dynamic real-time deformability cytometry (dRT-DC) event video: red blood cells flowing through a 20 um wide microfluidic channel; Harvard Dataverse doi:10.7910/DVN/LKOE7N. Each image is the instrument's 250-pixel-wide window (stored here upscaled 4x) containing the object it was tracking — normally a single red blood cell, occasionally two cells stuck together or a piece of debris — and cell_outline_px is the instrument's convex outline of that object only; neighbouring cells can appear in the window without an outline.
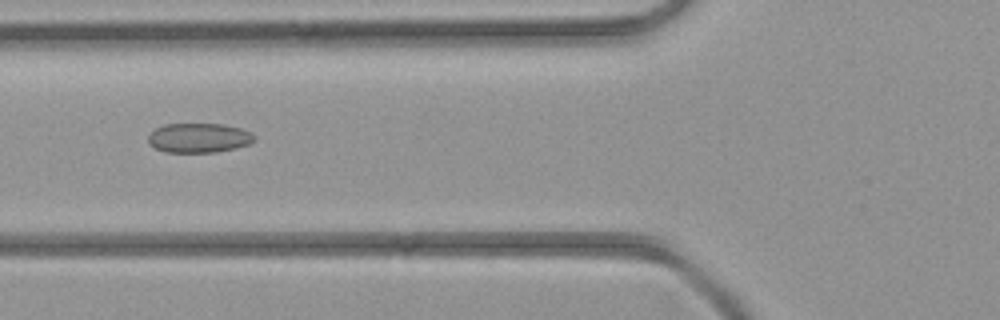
{"species": "common noctule bat (a hibernating species)", "species_latin": "Nyctalus noctula", "temperature_condition": "room temperature", "stored_images_in_passage": 3, "camera_frame_rate_fps": 3000, "um_per_image_px": 0.085, "animal": {"sex": "female", "body_mass_g": 21.9}, "frame": {"image": 1, "passage_image": 2, "time_ms": 1.0, "image_size_px": [1000, 320], "cell_outline_px": [[256, 140], [248, 144], [236, 148], [216, 152], [168, 152], [156, 148], [148, 144], [148, 136], [156, 128], [164, 124], [224, 124], [240, 128], [256, 136]], "centroid_in_image_um": [16.91, 11.72], "position_along_channel_um": 108.9, "area_um2": 18.21}}
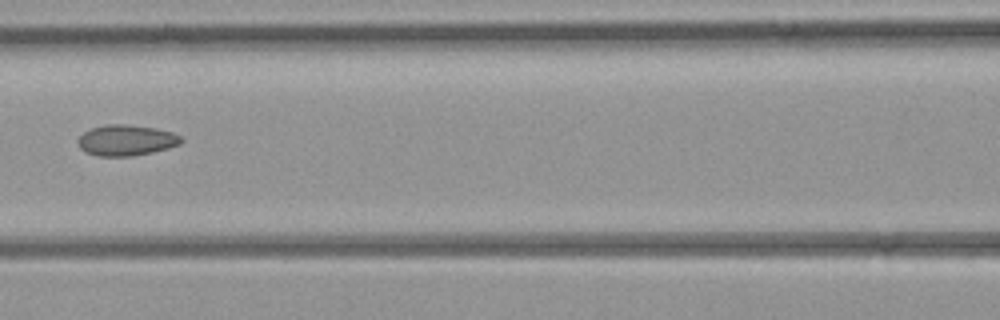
{"frame": {"image": 2, "passage_image": 3, "time_ms": 2.0, "image_size_px": [1000, 320], "cell_outline_px": [[184, 140], [180, 144], [168, 148], [152, 152], [132, 156], [100, 156], [88, 152], [80, 148], [76, 140], [84, 132], [92, 128], [108, 124], [124, 124], [156, 128], [172, 132], [180, 136]], "centroid_in_image_um": [10.74, 11.92], "position_along_channel_um": 155.9, "area_um2": 18.44}}